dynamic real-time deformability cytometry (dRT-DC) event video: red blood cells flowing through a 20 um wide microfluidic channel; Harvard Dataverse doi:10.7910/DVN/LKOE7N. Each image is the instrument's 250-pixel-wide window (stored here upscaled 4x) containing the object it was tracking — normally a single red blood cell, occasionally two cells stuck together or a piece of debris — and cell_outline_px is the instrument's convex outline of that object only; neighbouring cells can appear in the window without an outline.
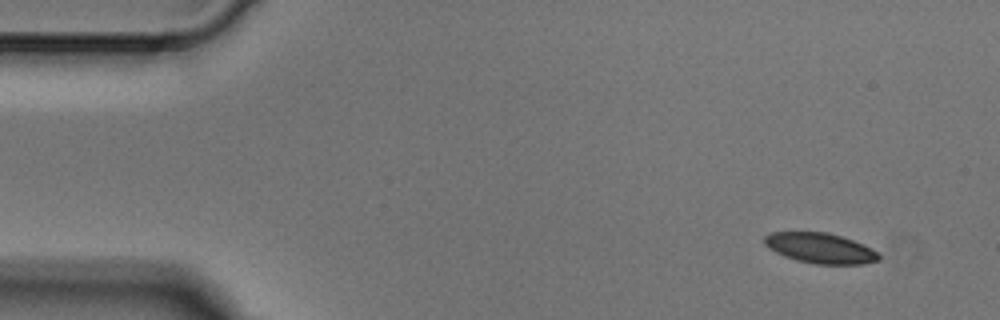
{"species": "Egyptian fruit bat (a non-hibernating species)", "species_latin": "Rousettus aegyptiacus", "temperature_condition": "cold", "stored_images_in_passage": 5, "segment_of_instrument_passage": [1, 2], "camera_frame_rate_fps": 3000, "um_per_image_px": 0.085, "animal": {"sex": "male"}, "frame": {"image": 1, "passage_image": 1, "time_ms": 0.0, "image_size_px": [1000, 320], "cell_outline_px": [[880, 260], [864, 264], [816, 264], [796, 260], [784, 256], [768, 248], [764, 244], [764, 236], [772, 232], [824, 232], [840, 236], [864, 244], [872, 248], [880, 256]], "centroid_in_image_um": [69.72, 21.1], "position_along_channel_um": 15.3, "area_um2": 20.17}}